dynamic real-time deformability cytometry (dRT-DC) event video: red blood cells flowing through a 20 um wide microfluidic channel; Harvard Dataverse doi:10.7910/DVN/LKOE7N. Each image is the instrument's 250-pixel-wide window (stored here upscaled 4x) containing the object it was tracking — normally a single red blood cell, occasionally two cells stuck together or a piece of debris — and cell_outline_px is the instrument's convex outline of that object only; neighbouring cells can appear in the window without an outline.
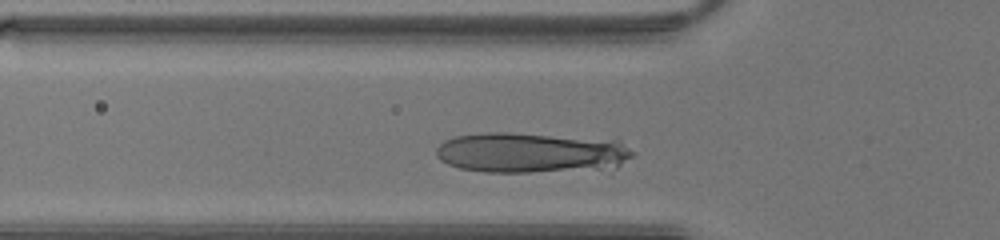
{"species": "human", "species_latin": "Homo sapiens", "temperature_condition": "warm", "stored_images_in_passage": 24, "camera_frame_rate_fps": 3000, "um_per_image_px": 0.085, "donor": {"sex": "male"}, "frame": {"image": 1, "passage_image": 5, "time_ms": 1.333, "image_size_px": [1000, 240], "cell_outline_px": [[636, 152], [632, 156], [616, 168], [528, 172], [484, 172], [460, 168], [448, 164], [440, 160], [436, 156], [436, 148], [444, 140], [452, 136], [488, 132], [508, 132], [616, 136]], "centroid_in_image_um": [45.29, 12.92], "position_along_channel_um": 80.5, "area_um2": 48.15}}
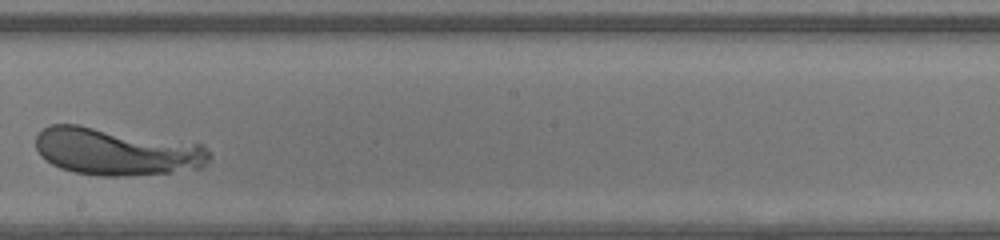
{"frame": {"image": 2, "passage_image": 15, "time_ms": 4.667, "image_size_px": [1000, 240], "cell_outline_px": [[212, 156], [200, 168], [172, 172], [128, 176], [100, 176], [72, 172], [60, 168], [52, 164], [40, 156], [36, 148], [36, 136], [44, 128], [52, 124], [76, 124], [204, 144]], "centroid_in_image_um": [9.89, 12.89], "position_along_channel_um": 238.3, "area_um2": 48.15}}
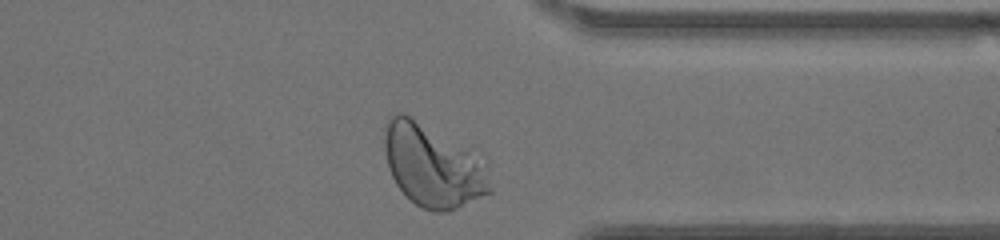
{"frame": {"image": 3, "passage_image": 24, "time_ms": 7.667, "image_size_px": [1000, 240], "cell_outline_px": [[492, 192], [448, 212], [432, 212], [416, 204], [396, 184], [388, 168], [384, 148], [384, 124], [388, 116], [396, 112], [404, 112], [488, 160], [492, 188]], "centroid_in_image_um": [36.82, 14.07], "position_along_channel_um": 374.6, "area_um2": 51.44}}